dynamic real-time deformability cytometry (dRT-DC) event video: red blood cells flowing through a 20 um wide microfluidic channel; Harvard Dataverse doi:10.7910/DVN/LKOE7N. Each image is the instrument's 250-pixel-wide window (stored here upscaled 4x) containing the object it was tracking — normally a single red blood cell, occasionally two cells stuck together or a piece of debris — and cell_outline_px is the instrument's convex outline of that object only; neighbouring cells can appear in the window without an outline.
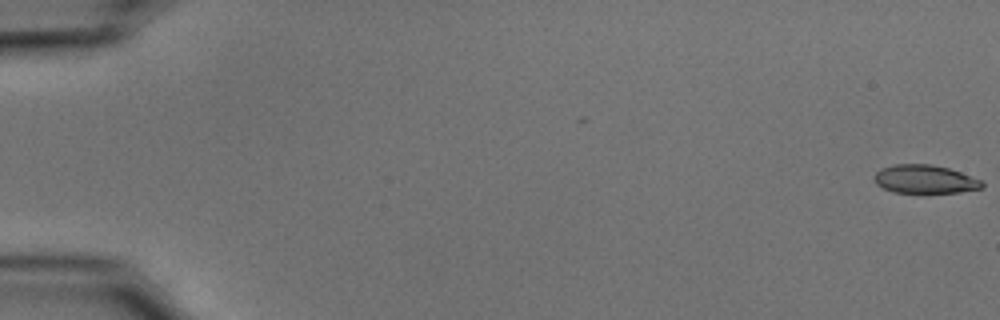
{"species": "common noctule bat (a hibernating species)", "species_latin": "Nyctalus noctula", "temperature_condition": "cold", "stored_images_in_passage": 55, "camera_frame_rate_fps": 3000, "um_per_image_px": 0.085, "animal": {"sex": "male", "body_mass_g": 15.6}, "frame": {"image": 1, "passage_image": 1, "time_ms": 0.0, "image_size_px": [1000, 320], "cell_outline_px": [[984, 188], [960, 192], [892, 192], [876, 184], [872, 176], [880, 168], [892, 164], [928, 164], [948, 168], [960, 172], [980, 180], [984, 184]], "centroid_in_image_um": [78.57, 15.22], "position_along_channel_um": 6.4, "area_um2": 17.8}}
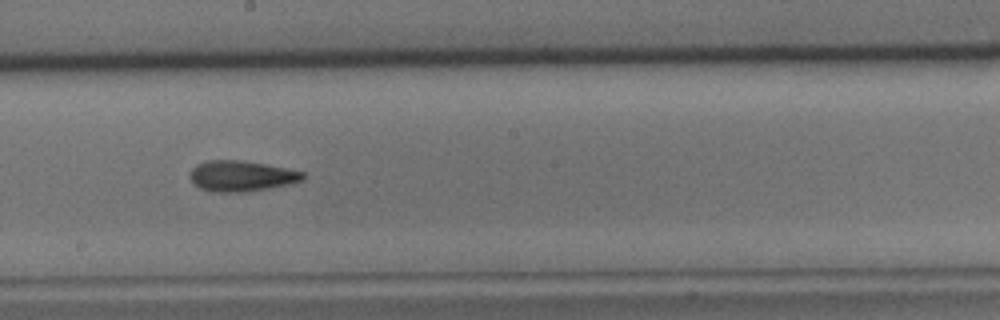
{"frame": {"image": 2, "passage_image": 32, "time_ms": 10.333, "image_size_px": [1000, 320], "cell_outline_px": [[304, 180], [292, 184], [244, 192], [212, 192], [200, 188], [192, 184], [188, 176], [192, 168], [196, 164], [208, 160], [236, 160], [264, 164], [304, 172]], "centroid_in_image_um": [20.47, 14.97], "position_along_channel_um": 227.7, "area_um2": 20.29}}
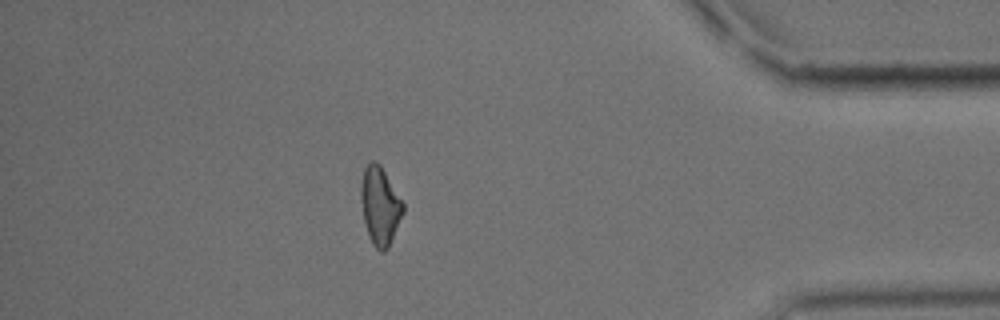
{"frame": {"image": 3, "passage_image": 49, "time_ms": 16.0, "image_size_px": [1000, 320], "cell_outline_px": [[404, 212], [388, 248], [384, 252], [380, 252], [372, 244], [368, 236], [364, 224], [360, 200], [360, 184], [364, 168], [372, 160], [376, 160], [380, 164], [404, 204]], "centroid_in_image_um": [32.28, 17.51], "position_along_channel_um": 402.9, "area_um2": 19.36}}